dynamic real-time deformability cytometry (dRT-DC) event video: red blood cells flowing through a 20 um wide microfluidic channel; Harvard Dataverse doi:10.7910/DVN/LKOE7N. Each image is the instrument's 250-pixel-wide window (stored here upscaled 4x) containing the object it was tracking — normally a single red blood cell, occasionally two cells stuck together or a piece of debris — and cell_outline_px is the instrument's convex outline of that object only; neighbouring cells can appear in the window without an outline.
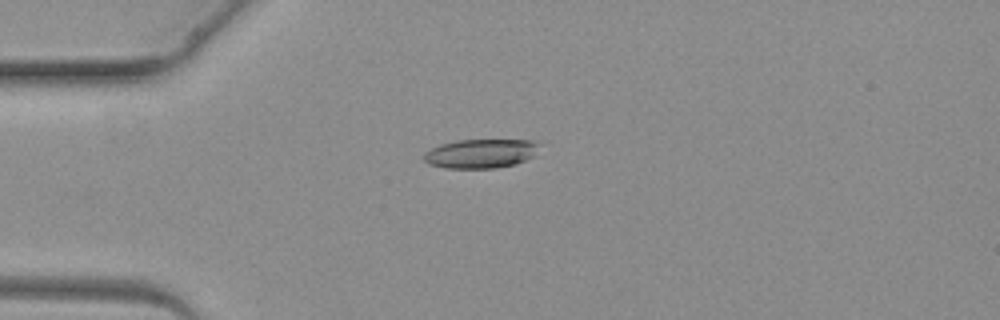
{"species": "common noctule bat (a hibernating species)", "species_latin": "Nyctalus noctula", "temperature_condition": "warm", "stored_images_in_passage": 1, "camera_frame_rate_fps": 3000, "um_per_image_px": 0.085, "animal": {"sex": "female", "body_mass_g": 19.3, "forearm_length_mm": 54.1}, "frame": {"image": 1, "passage_image": 1, "time_ms": 0.0, "image_size_px": [1000, 320], "cell_outline_px": [[536, 144], [532, 156], [516, 164], [496, 168], [444, 168], [428, 164], [424, 160], [424, 152], [440, 144], [456, 140], [532, 140]], "centroid_in_image_um": [40.77, 13.06], "position_along_channel_um": 44.2, "area_um2": 19.31}}